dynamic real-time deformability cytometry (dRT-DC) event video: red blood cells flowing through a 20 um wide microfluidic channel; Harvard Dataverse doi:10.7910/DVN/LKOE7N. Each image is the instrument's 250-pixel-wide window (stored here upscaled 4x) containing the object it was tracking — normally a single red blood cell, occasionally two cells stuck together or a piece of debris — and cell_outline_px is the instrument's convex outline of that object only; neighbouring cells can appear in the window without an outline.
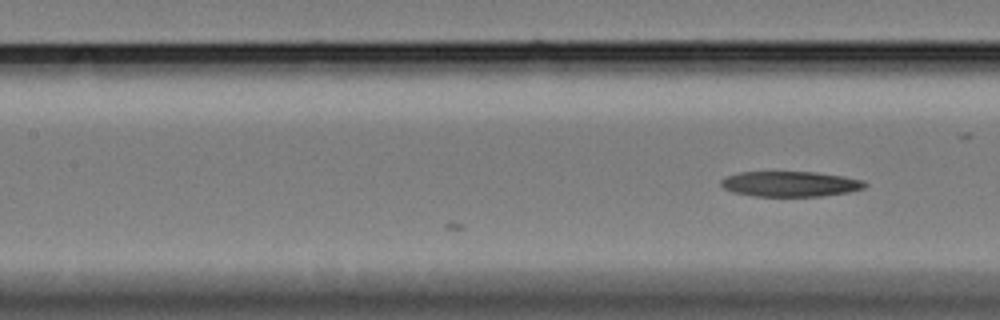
{"species": "Egyptian fruit bat (a non-hibernating species)", "species_latin": "Rousettus aegyptiacus", "temperature_condition": "cold", "stored_images_in_passage": 10, "camera_frame_rate_fps": 3000, "um_per_image_px": 0.085, "animal": {"sex": "female"}, "frame": {"image": 1, "passage_image": 10, "time_ms": 3.0, "image_size_px": [1000, 320], "cell_outline_px": [[868, 184], [864, 188], [848, 192], [820, 196], [756, 196], [732, 192], [724, 188], [720, 184], [720, 180], [724, 176], [740, 172], [816, 172], [844, 176], [864, 180]], "centroid_in_image_um": [67.16, 15.63], "position_along_channel_um": 140.2, "area_um2": 21.33}}